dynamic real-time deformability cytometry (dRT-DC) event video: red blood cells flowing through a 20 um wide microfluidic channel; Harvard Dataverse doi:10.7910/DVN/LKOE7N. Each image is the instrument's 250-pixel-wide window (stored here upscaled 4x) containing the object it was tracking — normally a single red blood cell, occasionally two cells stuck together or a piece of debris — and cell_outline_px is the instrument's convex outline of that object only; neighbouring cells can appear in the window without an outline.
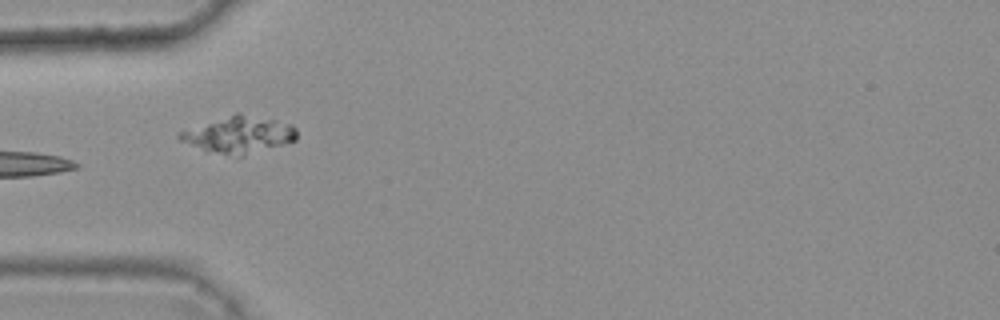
{"species": "common noctule bat (a hibernating species)", "species_latin": "Nyctalus noctula", "temperature_condition": "warm", "stored_images_in_passage": 6, "camera_frame_rate_fps": 3000, "um_per_image_px": 0.085, "animal": {"sex": "female", "body_mass_g": 25.1}, "frame": {"image": 1, "passage_image": 5, "time_ms": 1.333, "image_size_px": [1000, 320], "cell_outline_px": [[296, 140], [240, 156], [204, 152], [180, 140], [176, 136], [184, 128], [236, 112], [240, 112], [292, 124], [296, 128]], "centroid_in_image_um": [20.21, 11.43], "position_along_channel_um": 64.8, "area_um2": 25.32}}